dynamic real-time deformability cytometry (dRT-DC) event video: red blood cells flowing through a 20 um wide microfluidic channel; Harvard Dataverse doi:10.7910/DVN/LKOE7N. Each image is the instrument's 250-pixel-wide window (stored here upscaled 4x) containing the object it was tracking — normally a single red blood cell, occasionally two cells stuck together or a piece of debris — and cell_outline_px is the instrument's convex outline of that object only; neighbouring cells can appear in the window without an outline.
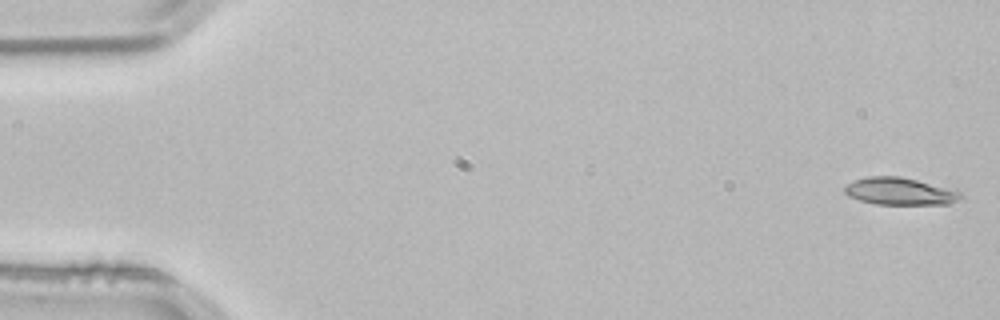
{"species": "common noctule bat (a hibernating species)", "species_latin": "Nyctalus noctula", "temperature_condition": "room temperature", "stored_images_in_passage": 52, "camera_frame_rate_fps": 3000, "um_per_image_px": 0.085, "animal": {"sex": "male", "body_mass_g": 21.5, "forearm_length_mm": 52.0}, "frame": {"image": 1, "passage_image": 1, "time_ms": 0.0, "image_size_px": [1000, 320], "cell_outline_px": [[964, 196], [948, 204], [876, 204], [860, 200], [848, 196], [844, 192], [844, 184], [868, 176], [900, 176], [956, 188]], "centroid_in_image_um": [76.52, 16.25], "position_along_channel_um": 8.5, "area_um2": 18.73}}
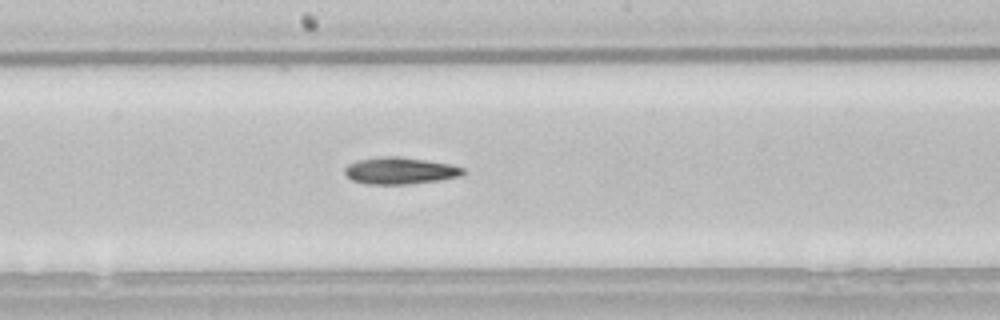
{"frame": {"image": 2, "passage_image": 28, "time_ms": 9.0, "image_size_px": [1000, 320], "cell_outline_px": [[464, 172], [460, 176], [440, 180], [408, 184], [368, 184], [352, 180], [344, 172], [344, 168], [348, 164], [356, 160], [380, 156], [400, 156], [448, 164], [464, 168]], "centroid_in_image_um": [33.96, 14.5], "position_along_channel_um": 214.2, "area_um2": 18.44}}
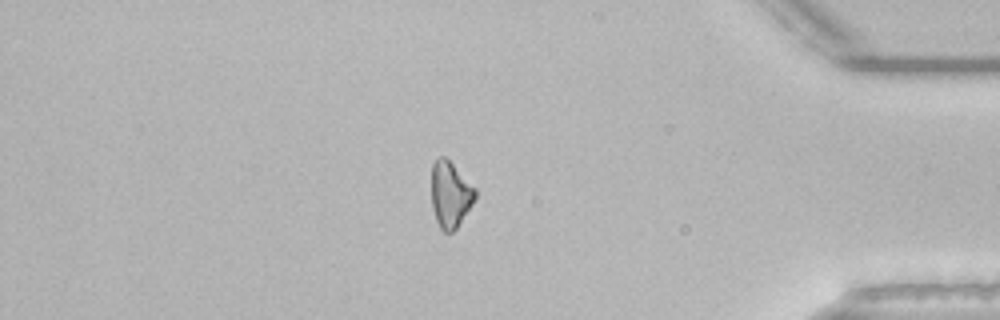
{"frame": {"image": 3, "passage_image": 45, "time_ms": 14.667, "image_size_px": [1000, 320], "cell_outline_px": [[476, 200], [456, 228], [452, 232], [444, 232], [440, 228], [436, 220], [432, 208], [432, 164], [440, 156], [444, 156], [476, 188]], "centroid_in_image_um": [38.28, 16.55], "position_along_channel_um": 396.9, "area_um2": 16.76}}